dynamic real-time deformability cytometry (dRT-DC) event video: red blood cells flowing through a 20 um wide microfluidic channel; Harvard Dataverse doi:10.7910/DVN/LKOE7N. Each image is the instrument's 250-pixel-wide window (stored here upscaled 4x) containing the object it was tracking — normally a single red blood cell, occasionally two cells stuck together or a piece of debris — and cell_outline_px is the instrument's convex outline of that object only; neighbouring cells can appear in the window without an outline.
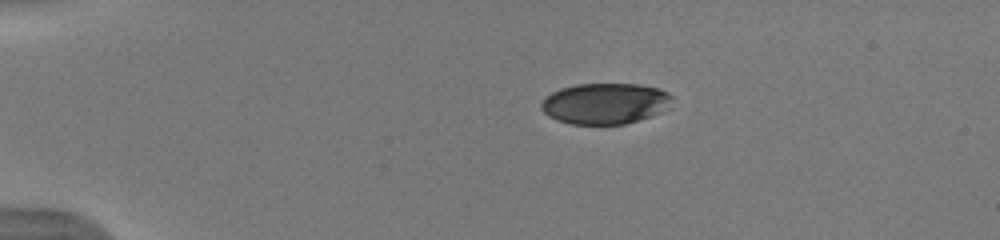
{"species": "human", "species_latin": "Homo sapiens", "temperature_condition": "warm", "stored_images_in_passage": 8, "camera_frame_rate_fps": 3000, "um_per_image_px": 0.085, "donor": {"sex": "male"}, "frame": {"image": 1, "passage_image": 1, "time_ms": 0.0, "image_size_px": [1000, 240], "cell_outline_px": [[672, 96], [660, 112], [652, 116], [624, 124], [572, 124], [556, 120], [548, 116], [540, 108], [540, 104], [552, 92], [560, 88], [576, 84], [640, 84], [656, 88], [668, 92]], "centroid_in_image_um": [51.37, 8.8], "position_along_channel_um": 33.6, "area_um2": 30.92}}
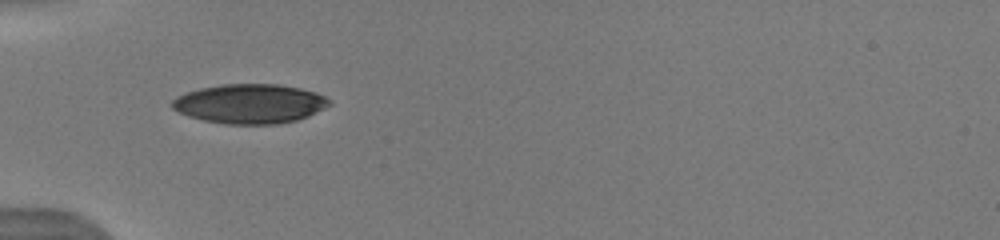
{"frame": {"image": 2, "passage_image": 5, "time_ms": 2.333, "image_size_px": [1000, 240], "cell_outline_px": [[332, 104], [308, 116], [296, 120], [280, 124], [224, 124], [204, 120], [188, 116], [172, 108], [172, 100], [176, 96], [200, 88], [224, 84], [280, 84], [300, 88], [316, 92], [332, 100]], "centroid_in_image_um": [21.26, 8.82], "position_along_channel_um": 63.7, "area_um2": 36.18}}